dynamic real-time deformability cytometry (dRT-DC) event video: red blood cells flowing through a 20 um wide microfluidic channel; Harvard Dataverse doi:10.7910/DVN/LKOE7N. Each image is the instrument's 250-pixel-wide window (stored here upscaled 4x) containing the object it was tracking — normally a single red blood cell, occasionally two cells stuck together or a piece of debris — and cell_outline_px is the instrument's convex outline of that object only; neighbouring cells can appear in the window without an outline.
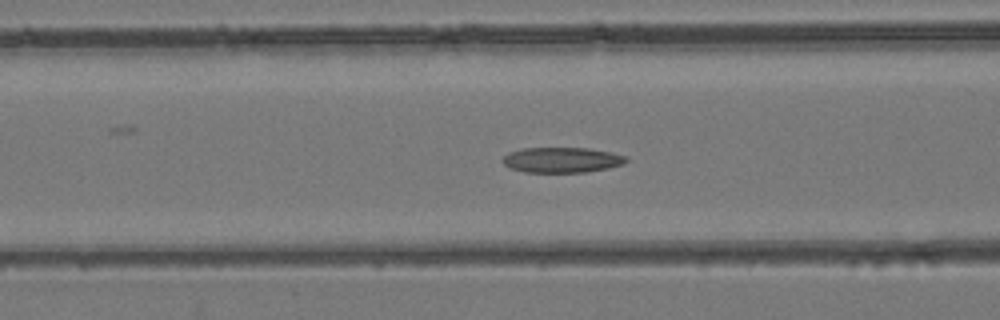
{"species": "common noctule bat (a hibernating species)", "species_latin": "Nyctalus noctula", "temperature_condition": "room temperature", "stored_images_in_passage": 35, "camera_frame_rate_fps": 3000, "um_per_image_px": 0.085, "animal": {"sex": "female", "body_mass_g": 24.6, "forearm_length_mm": 56.2}, "frame": {"image": 1, "passage_image": 5, "time_ms": 1.333, "image_size_px": [1000, 320], "cell_outline_px": [[628, 160], [624, 164], [608, 168], [588, 172], [524, 172], [512, 168], [504, 164], [500, 160], [508, 152], [520, 148], [588, 148], [612, 152], [628, 156]], "centroid_in_image_um": [47.77, 13.59], "position_along_channel_um": 118.8, "area_um2": 18.44}}
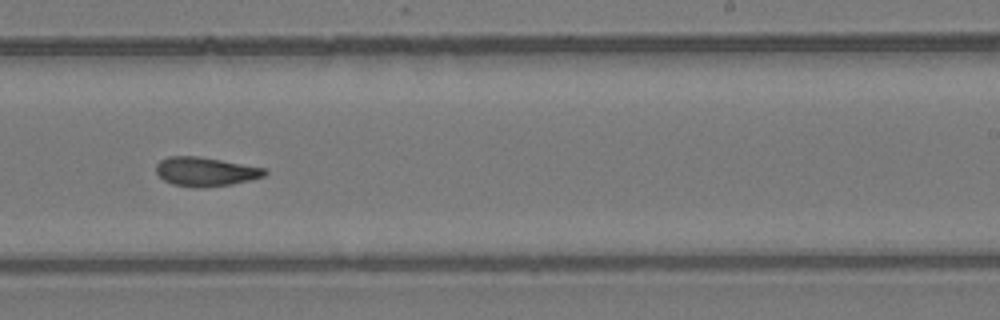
{"frame": {"image": 2, "passage_image": 16, "time_ms": 5.0, "image_size_px": [1000, 320], "cell_outline_px": [[268, 172], [264, 176], [252, 180], [232, 184], [204, 188], [200, 188], [172, 184], [164, 180], [156, 172], [156, 164], [160, 160], [168, 156], [196, 156], [268, 168]], "centroid_in_image_um": [17.5, 14.59], "position_along_channel_um": 271.5, "area_um2": 18.5}}
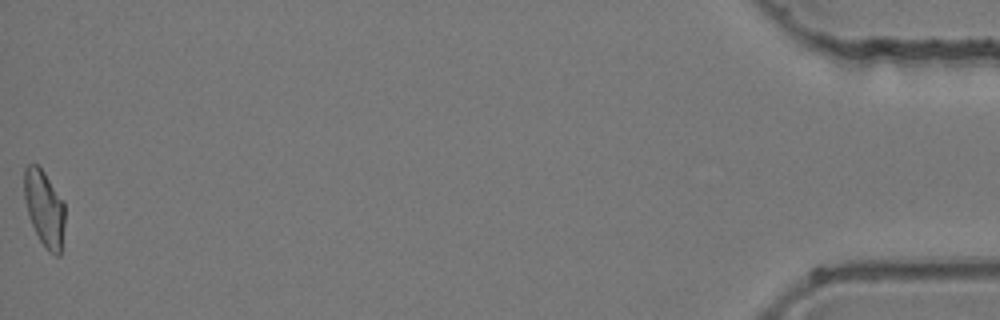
{"frame": {"image": 3, "passage_image": 35, "time_ms": 11.333, "image_size_px": [1000, 320], "cell_outline_px": [[64, 224], [60, 256], [56, 256], [48, 252], [40, 240], [32, 224], [24, 200], [24, 168], [28, 164], [36, 164], [44, 172], [64, 200]], "centroid_in_image_um": [3.78, 17.7], "position_along_channel_um": 431.4, "area_um2": 18.03}}